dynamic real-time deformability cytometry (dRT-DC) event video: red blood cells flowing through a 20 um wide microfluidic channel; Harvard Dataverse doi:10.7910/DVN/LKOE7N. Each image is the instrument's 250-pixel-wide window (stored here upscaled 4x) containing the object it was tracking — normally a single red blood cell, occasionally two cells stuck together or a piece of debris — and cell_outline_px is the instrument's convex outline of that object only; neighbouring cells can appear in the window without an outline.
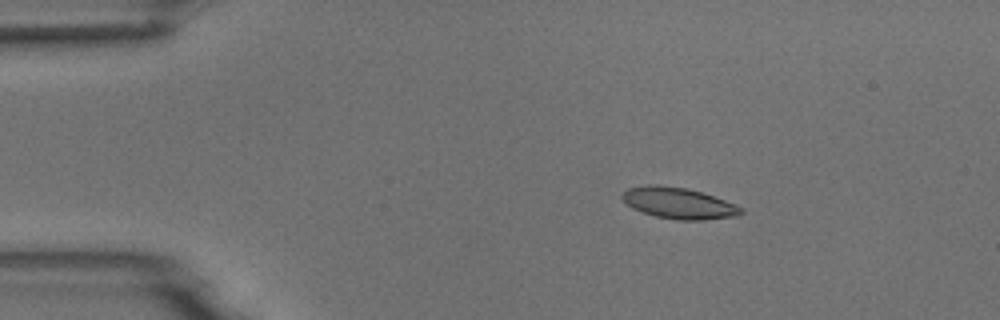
{"species": "common noctule bat (a hibernating species)", "species_latin": "Nyctalus noctula", "temperature_condition": "room temperature", "stored_images_in_passage": 5, "camera_frame_rate_fps": 3000, "um_per_image_px": 0.085, "animal": {"sex": "male", "body_mass_g": 18.8}, "frame": {"image": 1, "passage_image": 3, "time_ms": 0.667, "image_size_px": [1000, 320], "cell_outline_px": [[744, 212], [736, 216], [704, 220], [676, 220], [656, 216], [632, 208], [620, 196], [628, 188], [648, 184], [660, 184], [684, 188], [700, 192], [736, 204], [744, 208]], "centroid_in_image_um": [57.69, 17.27], "position_along_channel_um": 27.3, "area_um2": 21.5}}